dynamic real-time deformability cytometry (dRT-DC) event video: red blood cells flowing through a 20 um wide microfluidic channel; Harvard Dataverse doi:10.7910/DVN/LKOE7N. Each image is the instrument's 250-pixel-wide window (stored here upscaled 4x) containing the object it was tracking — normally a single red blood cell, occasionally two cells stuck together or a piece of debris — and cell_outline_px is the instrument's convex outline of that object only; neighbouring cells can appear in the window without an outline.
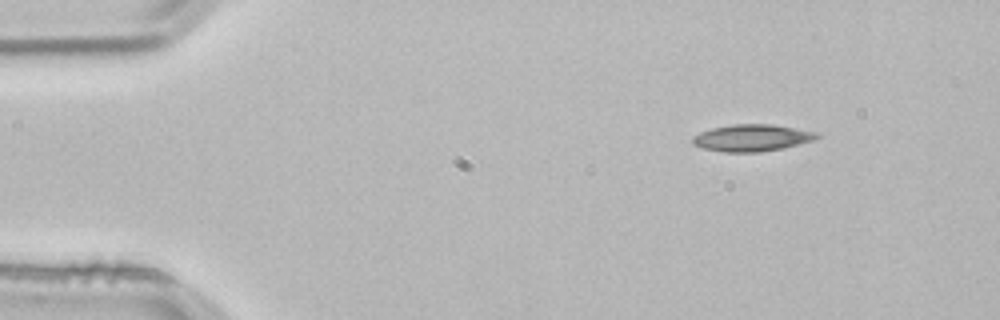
{"species": "common noctule bat (a hibernating species)", "species_latin": "Nyctalus noctula", "temperature_condition": "room temperature", "stored_images_in_passage": 5, "camera_frame_rate_fps": 3000, "um_per_image_px": 0.085, "animal": {"sex": "male", "body_mass_g": 21.5, "forearm_length_mm": 52.0}, "frame": {"image": 1, "passage_image": 5, "time_ms": 1.333, "image_size_px": [1000, 320], "cell_outline_px": [[820, 136], [812, 140], [784, 148], [760, 152], [724, 152], [704, 148], [692, 144], [692, 136], [700, 132], [712, 128], [732, 124], [772, 124], [820, 132]], "centroid_in_image_um": [63.92, 11.71], "position_along_channel_um": 21.1, "area_um2": 19.54}}